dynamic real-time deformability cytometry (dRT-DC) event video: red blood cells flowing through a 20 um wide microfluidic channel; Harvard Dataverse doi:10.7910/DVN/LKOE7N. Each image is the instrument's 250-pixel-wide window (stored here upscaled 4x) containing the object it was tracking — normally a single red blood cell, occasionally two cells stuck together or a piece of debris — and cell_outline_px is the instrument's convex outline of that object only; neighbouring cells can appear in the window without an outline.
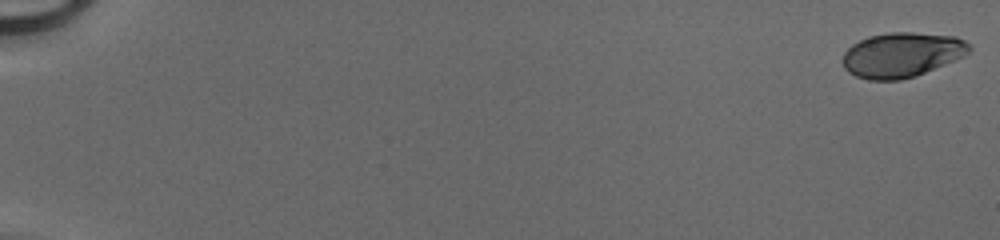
{"species": "human", "species_latin": "Homo sapiens", "temperature_condition": "cold", "stored_images_in_passage": 51, "segment_of_instrument_passage": [1, 2], "camera_frame_rate_fps": 3000, "um_per_image_px": 0.085, "donor": {"sex": "male"}, "frame": {"image": 1, "passage_image": 1, "time_ms": 0.0, "image_size_px": [1000, 240], "cell_outline_px": [[972, 48], [964, 56], [956, 60], [916, 76], [900, 80], [868, 80], [856, 76], [848, 72], [844, 68], [844, 52], [852, 44], [868, 36], [888, 32], [912, 32], [956, 36], [964, 40]], "centroid_in_image_um": [76.66, 4.66], "position_along_channel_um": 8.3, "area_um2": 33.18}}
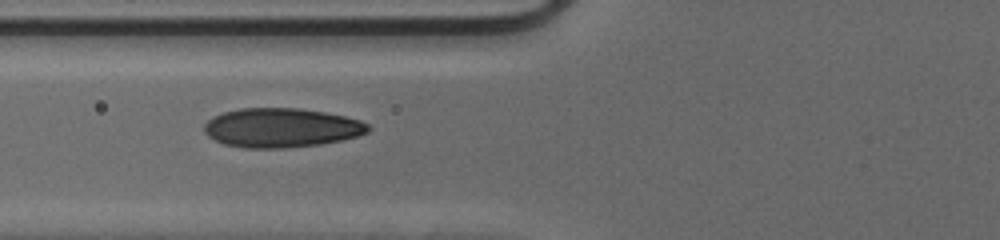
{"frame": {"image": 2, "passage_image": 22, "time_ms": 7.0, "image_size_px": [1000, 240], "cell_outline_px": [[372, 128], [368, 132], [360, 136], [320, 144], [284, 148], [244, 148], [224, 144], [208, 136], [204, 132], [204, 124], [212, 116], [224, 112], [240, 108], [300, 108], [324, 112], [344, 116], [360, 120], [368, 124]], "centroid_in_image_um": [23.92, 10.86], "position_along_channel_um": 101.9, "area_um2": 37.63}}
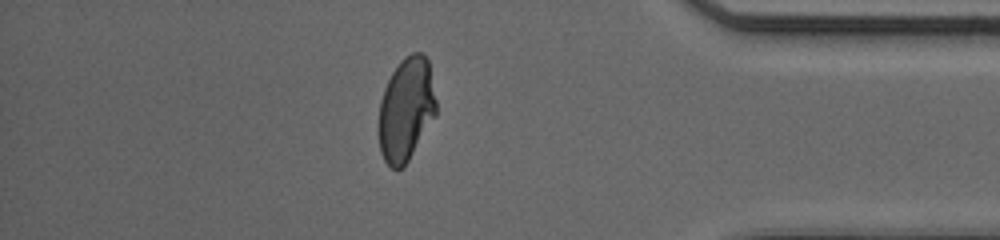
{"frame": {"image": 3, "passage_image": 44, "time_ms": 14.333, "image_size_px": [1000, 240], "cell_outline_px": [[436, 116], [404, 168], [396, 172], [384, 160], [380, 152], [380, 100], [384, 88], [392, 72], [400, 60], [404, 56], [412, 52], [420, 52], [428, 60], [436, 100]], "centroid_in_image_um": [34.53, 9.32], "position_along_channel_um": 400.7, "area_um2": 34.74}}